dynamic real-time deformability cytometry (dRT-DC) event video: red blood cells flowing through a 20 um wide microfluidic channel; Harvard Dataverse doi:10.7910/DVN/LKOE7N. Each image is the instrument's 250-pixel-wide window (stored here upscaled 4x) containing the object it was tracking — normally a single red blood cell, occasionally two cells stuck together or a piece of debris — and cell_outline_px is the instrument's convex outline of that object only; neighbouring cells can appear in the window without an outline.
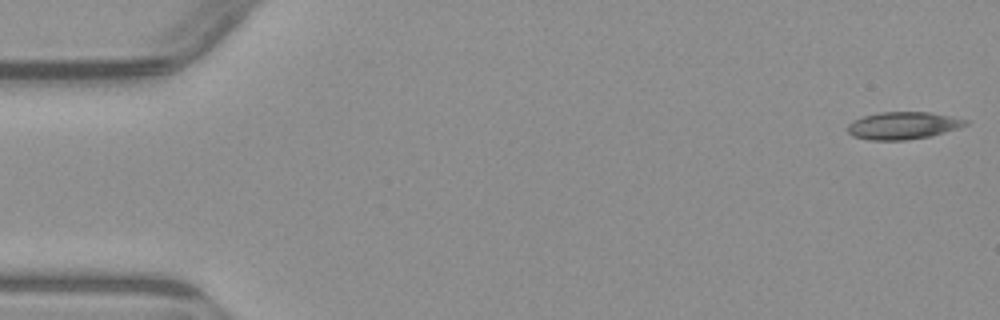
{"species": "common noctule bat (a hibernating species)", "species_latin": "Nyctalus noctula", "temperature_condition": "warm", "stored_images_in_passage": 5, "camera_frame_rate_fps": 3000, "um_per_image_px": 0.085, "animal": {"sex": "male", "body_mass_g": 23.1, "forearm_length_mm": 52.7}, "frame": {"image": 1, "passage_image": 1, "time_ms": 0.0, "image_size_px": [1000, 320], "cell_outline_px": [[968, 124], [960, 128], [932, 136], [908, 140], [868, 140], [852, 136], [848, 132], [848, 124], [852, 120], [864, 116], [880, 112], [928, 112], [968, 120]], "centroid_in_image_um": [76.75, 10.68], "position_along_channel_um": 8.3, "area_um2": 18.9}}
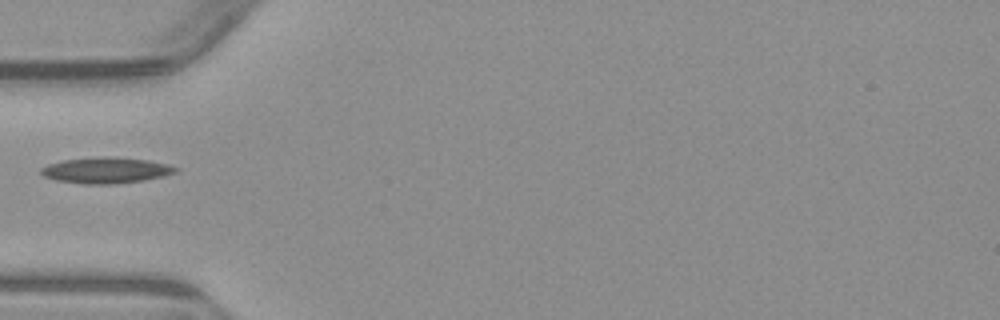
{"frame": {"image": 2, "passage_image": 4, "time_ms": 5.333, "image_size_px": [1000, 320], "cell_outline_px": [[180, 168], [176, 172], [144, 180], [112, 184], [84, 184], [56, 180], [44, 176], [40, 172], [40, 168], [48, 164], [64, 160], [100, 156], [112, 156], [148, 160]], "centroid_in_image_um": [8.97, 14.47], "position_along_channel_um": 76.0, "area_um2": 20.23}}
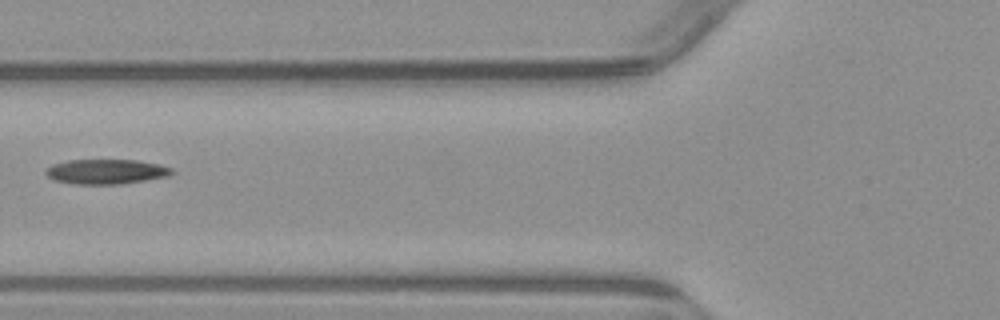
{"frame": {"image": 3, "passage_image": 5, "time_ms": 6.333, "image_size_px": [1000, 320], "cell_outline_px": [[176, 172], [168, 176], [120, 184], [76, 184], [52, 180], [44, 172], [52, 164], [68, 160], [136, 160], [160, 164], [172, 168]], "centroid_in_image_um": [9.03, 14.58], "position_along_channel_um": 116.8, "area_um2": 18.26}}